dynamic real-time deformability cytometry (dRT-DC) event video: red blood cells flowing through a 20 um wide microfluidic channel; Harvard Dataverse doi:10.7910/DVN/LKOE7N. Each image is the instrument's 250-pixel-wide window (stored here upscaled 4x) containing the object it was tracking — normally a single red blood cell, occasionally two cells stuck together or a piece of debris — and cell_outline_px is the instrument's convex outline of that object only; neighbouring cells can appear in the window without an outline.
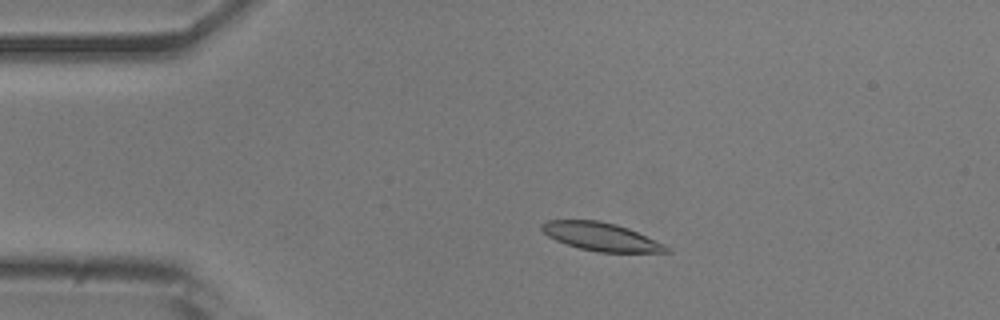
{"species": "common noctule bat (a hibernating species)", "species_latin": "Nyctalus noctula", "temperature_condition": "room temperature", "stored_images_in_passage": 7, "camera_frame_rate_fps": 3000, "um_per_image_px": 0.085, "animal": {"sex": "male", "body_mass_g": 20.5, "forearm_length_mm": 52.5}, "frame": {"image": 1, "passage_image": 3, "time_ms": 2.333, "image_size_px": [1000, 320], "cell_outline_px": [[672, 252], [600, 252], [580, 248], [556, 240], [548, 236], [540, 228], [540, 224], [548, 220], [600, 220], [616, 224], [628, 228], [664, 244], [672, 248]], "centroid_in_image_um": [51.1, 20.11], "position_along_channel_um": 33.9, "area_um2": 20.35}}
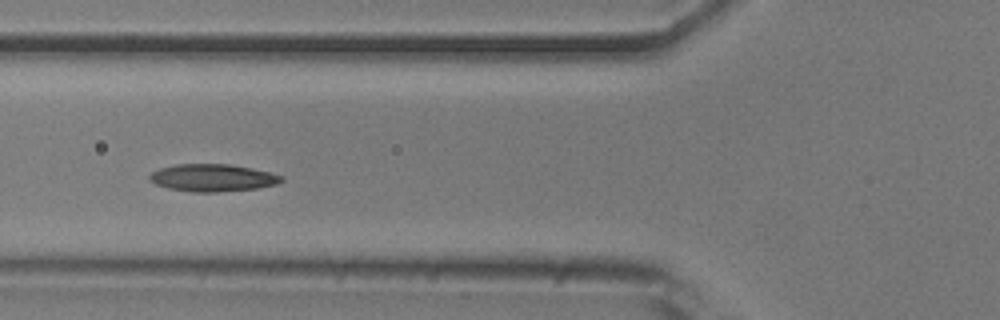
{"frame": {"image": 2, "passage_image": 5, "time_ms": 5.333, "image_size_px": [1000, 320], "cell_outline_px": [[284, 180], [276, 184], [256, 188], [216, 192], [192, 192], [168, 188], [156, 184], [148, 180], [148, 176], [152, 172], [160, 168], [176, 164], [228, 164], [252, 168], [284, 176]], "centroid_in_image_um": [18.05, 15.11], "position_along_channel_um": 107.7, "area_um2": 20.98}}
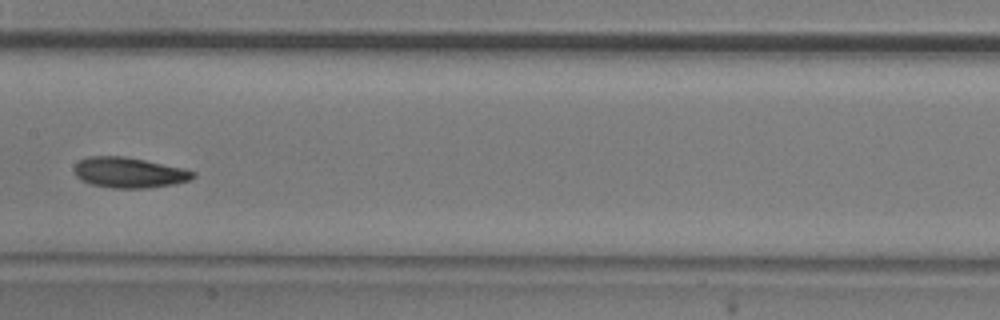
{"frame": {"image": 3, "passage_image": 7, "time_ms": 7.667, "image_size_px": [1000, 320], "cell_outline_px": [[196, 176], [188, 180], [176, 184], [148, 188], [112, 188], [88, 184], [80, 180], [76, 176], [72, 168], [80, 160], [88, 156], [124, 156], [184, 168], [196, 172]], "centroid_in_image_um": [10.95, 14.68], "position_along_channel_um": 196.5, "area_um2": 21.33}}